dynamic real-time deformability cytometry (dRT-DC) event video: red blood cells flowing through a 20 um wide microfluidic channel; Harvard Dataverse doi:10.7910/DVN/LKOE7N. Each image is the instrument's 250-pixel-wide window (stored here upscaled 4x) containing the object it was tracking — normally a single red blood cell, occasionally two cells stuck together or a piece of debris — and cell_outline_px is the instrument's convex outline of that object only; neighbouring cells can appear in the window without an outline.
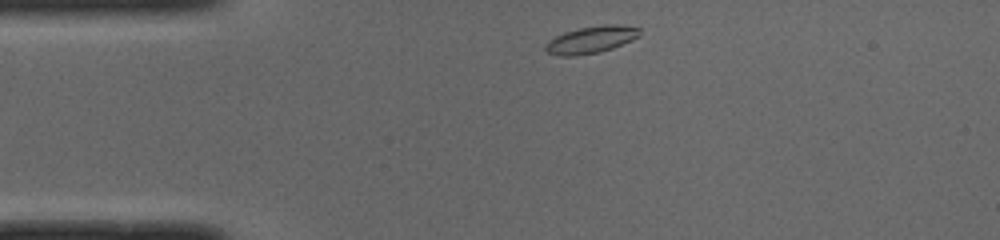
{"species": "common noctule bat (a hibernating species)", "species_latin": "Nyctalus noctula", "temperature_condition": "cold", "stored_images_in_passage": 41, "camera_frame_rate_fps": 3000, "um_per_image_px": 0.085, "animal": {"sex": "male", "body_mass_g": 19.0, "forearm_length_mm": 50.8}, "frame": {"image": 1, "passage_image": 1, "time_ms": 0.0, "image_size_px": [1000, 240], "cell_outline_px": [[640, 36], [632, 40], [612, 48], [600, 52], [576, 56], [560, 56], [548, 52], [544, 48], [544, 44], [548, 40], [564, 32], [580, 28], [604, 24], [620, 24], [640, 28]], "centroid_in_image_um": [50.24, 3.37], "position_along_channel_um": 34.8, "area_um2": 14.97}}
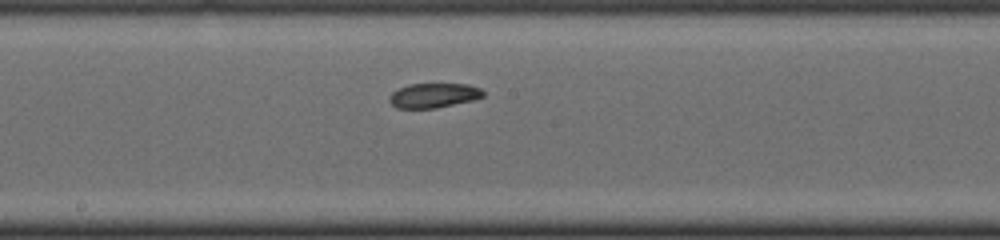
{"frame": {"image": 2, "passage_image": 17, "time_ms": 5.333, "image_size_px": [1000, 240], "cell_outline_px": [[484, 96], [472, 100], [436, 108], [396, 108], [388, 100], [388, 96], [392, 92], [408, 84], [468, 84], [480, 88], [484, 92]], "centroid_in_image_um": [36.84, 8.11], "position_along_channel_um": 211.4, "area_um2": 13.41}}
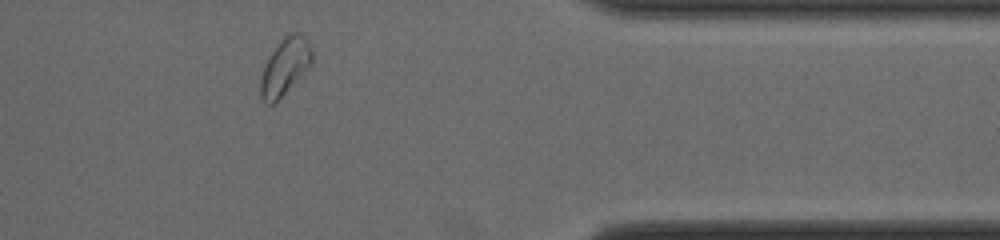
{"frame": {"image": 3, "passage_image": 32, "time_ms": 10.333, "image_size_px": [1000, 240], "cell_outline_px": [[312, 64], [272, 104], [268, 104], [260, 96], [260, 80], [268, 56], [280, 40], [284, 36], [292, 32], [300, 32], [308, 40], [312, 52]], "centroid_in_image_um": [24.22, 5.6], "position_along_channel_um": 387.2, "area_um2": 16.65}, "authors_computed_cell_mechanics": {"area_um2": 14.0454, "velocity_mm_per_s": 3.9401, "shape_relaxation_time_tau1_ms": 6.0051, "shape_relaxation_time_tau2_ms": 1.3889, "deformation_change_tau1": 0.1558, "deformation_change_tau2": 0.0633}}